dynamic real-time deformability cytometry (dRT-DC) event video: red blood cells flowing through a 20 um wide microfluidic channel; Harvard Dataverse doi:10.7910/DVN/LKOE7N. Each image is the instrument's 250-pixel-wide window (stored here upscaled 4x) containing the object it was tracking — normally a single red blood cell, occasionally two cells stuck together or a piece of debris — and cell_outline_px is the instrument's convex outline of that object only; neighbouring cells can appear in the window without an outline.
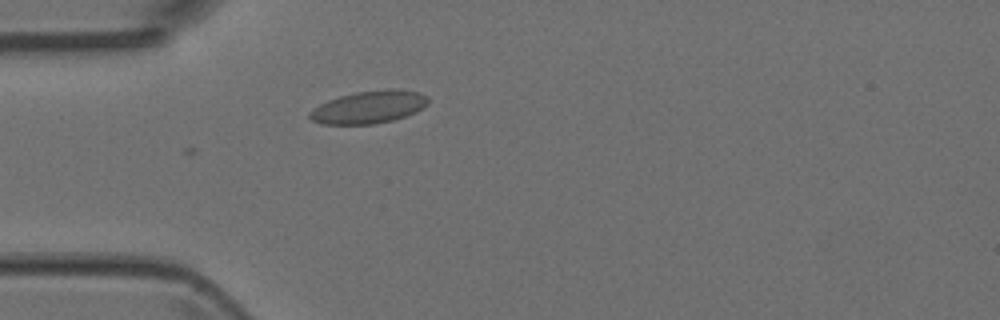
{"species": "Egyptian fruit bat (a non-hibernating species)", "species_latin": "Rousettus aegyptiacus", "temperature_condition": "room temperature", "stored_images_in_passage": 3, "camera_frame_rate_fps": 3000, "um_per_image_px": 0.085, "animal": {"sex": "female"}, "frame": {"image": 1, "passage_image": 3, "time_ms": 0.667, "image_size_px": [1000, 320], "cell_outline_px": [[428, 104], [416, 112], [392, 120], [372, 124], [320, 124], [312, 120], [308, 116], [308, 112], [320, 104], [328, 100], [340, 96], [356, 92], [388, 88], [396, 88], [420, 92], [428, 96]], "centroid_in_image_um": [31.37, 9.09], "position_along_channel_um": 53.6, "area_um2": 22.6}}